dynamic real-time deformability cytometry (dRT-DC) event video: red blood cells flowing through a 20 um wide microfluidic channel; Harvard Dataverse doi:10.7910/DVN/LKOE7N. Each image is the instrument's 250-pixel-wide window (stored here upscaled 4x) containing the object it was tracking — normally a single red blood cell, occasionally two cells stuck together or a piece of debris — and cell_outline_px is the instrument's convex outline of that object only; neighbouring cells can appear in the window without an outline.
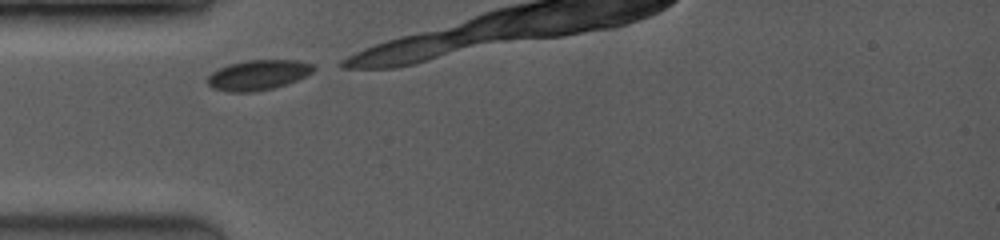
{"species": "common noctule bat (a hibernating species)", "species_latin": "Nyctalus noctula", "temperature_condition": "room temperature", "stored_images_in_passage": 4, "camera_frame_rate_fps": 3500, "um_per_image_px": 0.085, "animal": {"sex": "female", "body_mass_g": 19.0, "forearm_length_mm": 53.3}, "frame": {"image": 1, "passage_image": 1, "time_ms": 0.0, "image_size_px": [1000, 240], "cell_outline_px": [[316, 68], [312, 72], [296, 80], [272, 88], [252, 92], [228, 92], [212, 88], [208, 84], [208, 76], [212, 72], [228, 64], [248, 60], [296, 60], [312, 64]], "centroid_in_image_um": [21.91, 6.37], "position_along_channel_um": 63.1, "area_um2": 18.38}}